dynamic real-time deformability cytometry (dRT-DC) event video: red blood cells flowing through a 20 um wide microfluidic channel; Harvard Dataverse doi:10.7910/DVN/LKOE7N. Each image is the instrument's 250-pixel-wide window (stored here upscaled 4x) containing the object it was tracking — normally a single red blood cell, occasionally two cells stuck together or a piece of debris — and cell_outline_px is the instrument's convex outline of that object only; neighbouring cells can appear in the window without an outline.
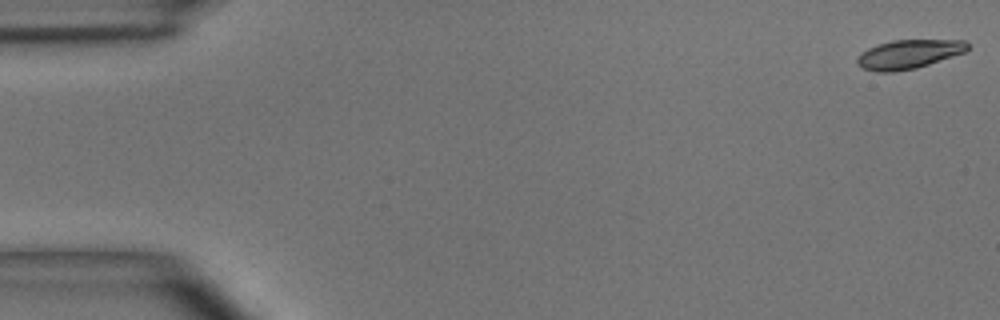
{"species": "common noctule bat (a hibernating species)", "species_latin": "Nyctalus noctula", "temperature_condition": "room temperature", "stored_images_in_passage": 49, "camera_frame_rate_fps": 3000, "um_per_image_px": 0.085, "animal": {"sex": "male", "body_mass_g": 15.6}, "frame": {"image": 1, "passage_image": 1, "time_ms": 0.0, "image_size_px": [1000, 320], "cell_outline_px": [[968, 48], [964, 52], [916, 68], [892, 72], [876, 72], [864, 68], [856, 64], [856, 56], [860, 52], [868, 48], [892, 40], [964, 40], [968, 44]], "centroid_in_image_um": [77.18, 4.61], "position_along_channel_um": 7.8, "area_um2": 18.5}}
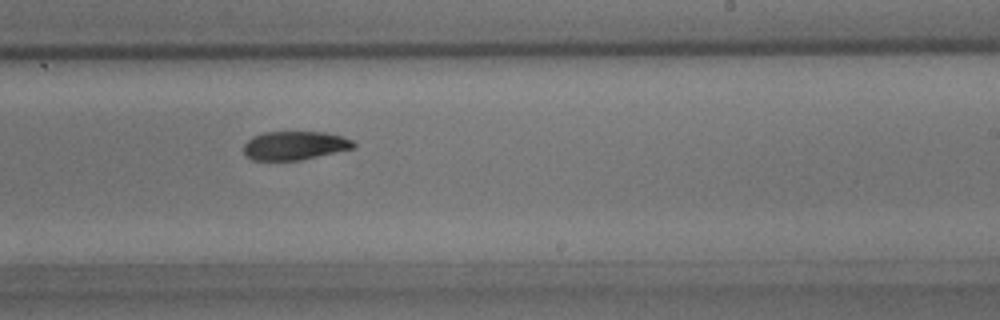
{"frame": {"image": 2, "passage_image": 30, "time_ms": 9.667, "image_size_px": [1000, 320], "cell_outline_px": [[356, 148], [300, 160], [252, 160], [244, 156], [244, 144], [252, 136], [264, 132], [324, 132], [340, 136], [352, 140], [356, 144]], "centroid_in_image_um": [25.04, 12.37], "position_along_channel_um": 264.0, "area_um2": 18.44}}
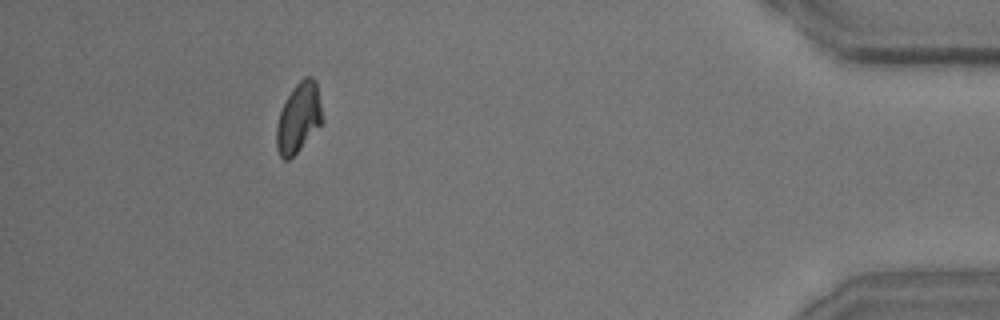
{"frame": {"image": 3, "passage_image": 45, "time_ms": 14.667, "image_size_px": [1000, 320], "cell_outline_px": [[324, 120], [300, 148], [288, 160], [284, 160], [280, 156], [276, 148], [276, 124], [280, 112], [288, 96], [296, 84], [304, 76], [312, 76], [316, 80]], "centroid_in_image_um": [25.38, 9.99], "position_along_channel_um": 409.8, "area_um2": 18.5}, "authors_computed_cell_mechanics": {"area_um2": 19.2474, "velocity_mm_per_s": 4.0448, "shape_relaxation_time_tau1_ms": 3.5333, "shape_relaxation_time_tau2_ms": 9.9965, "deformation_change_tau1": 0.1307, "deformation_change_tau2": 0.1592}}